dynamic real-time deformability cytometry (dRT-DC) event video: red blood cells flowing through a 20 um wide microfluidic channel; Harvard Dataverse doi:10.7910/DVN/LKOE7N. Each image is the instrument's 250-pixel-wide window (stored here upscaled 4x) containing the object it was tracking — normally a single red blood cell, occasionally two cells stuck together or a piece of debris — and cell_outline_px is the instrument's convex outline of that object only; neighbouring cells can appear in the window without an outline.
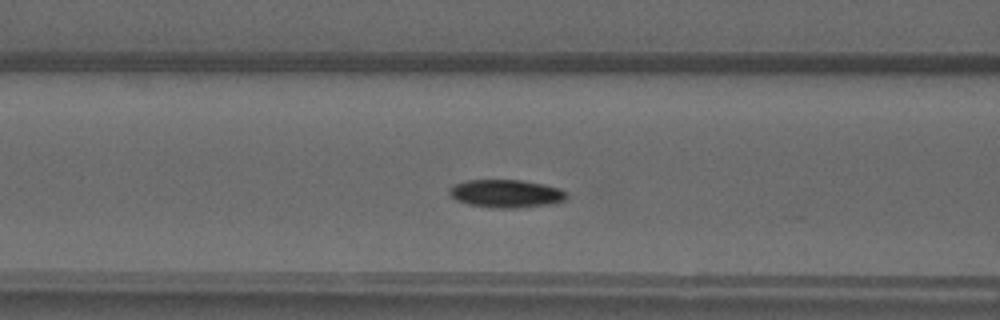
{"species": "common noctule bat (a hibernating species)", "species_latin": "Nyctalus noctula", "temperature_condition": "warm", "stored_images_in_passage": 28, "camera_frame_rate_fps": 3000, "um_per_image_px": 0.085, "animal": {"sex": "male", "forearm_length_mm": 52.5}, "frame": {"image": 1, "passage_image": 14, "time_ms": 4.333, "image_size_px": [1000, 320], "cell_outline_px": [[568, 196], [564, 200], [552, 204], [516, 208], [492, 208], [468, 204], [456, 200], [448, 192], [448, 188], [456, 184], [468, 180], [520, 180], [544, 184], [560, 188], [568, 192]], "centroid_in_image_um": [43.04, 16.46], "position_along_channel_um": 123.6, "area_um2": 19.25}}
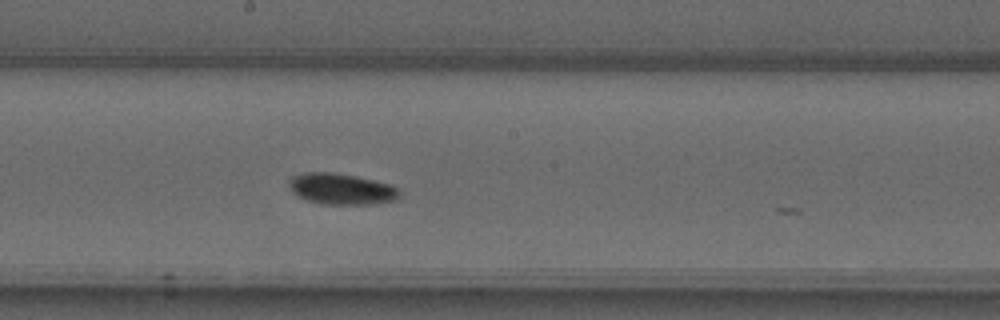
{"frame": {"image": 2, "passage_image": 21, "time_ms": 6.667, "image_size_px": [1000, 320], "cell_outline_px": [[400, 196], [396, 200], [376, 204], [320, 204], [296, 196], [292, 192], [288, 184], [288, 180], [292, 176], [304, 172], [336, 172], [372, 180], [388, 184], [400, 188]], "centroid_in_image_um": [29.0, 16.06], "position_along_channel_um": 219.2, "area_um2": 20.23}}
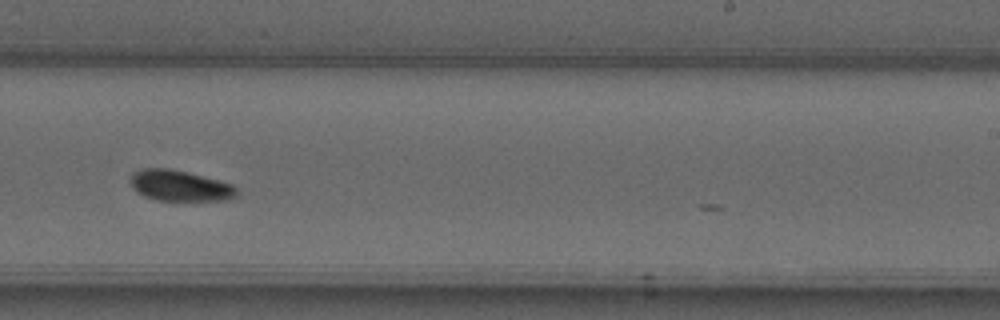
{"frame": {"image": 3, "passage_image": 25, "time_ms": 8.0, "image_size_px": [1000, 320], "cell_outline_px": [[240, 196], [228, 200], [156, 200], [144, 196], [136, 192], [132, 188], [132, 172], [144, 168], [168, 168], [188, 172], [232, 184], [240, 192]], "centroid_in_image_um": [15.33, 15.79], "position_along_channel_um": 273.7, "area_um2": 19.19}}